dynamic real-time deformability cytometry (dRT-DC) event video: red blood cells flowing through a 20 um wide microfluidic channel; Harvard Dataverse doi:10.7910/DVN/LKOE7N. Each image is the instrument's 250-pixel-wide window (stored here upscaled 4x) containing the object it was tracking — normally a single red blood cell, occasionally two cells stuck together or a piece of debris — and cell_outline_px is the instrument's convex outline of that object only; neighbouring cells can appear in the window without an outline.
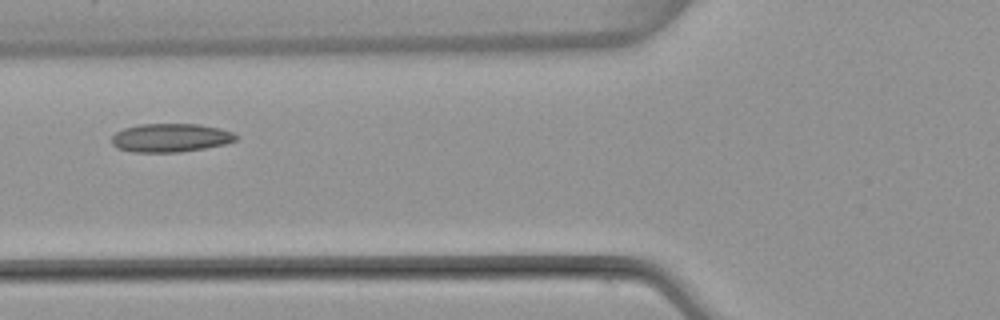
{"species": "common noctule bat (a hibernating species)", "species_latin": "Nyctalus noctula", "temperature_condition": "warm", "stored_images_in_passage": 6, "camera_frame_rate_fps": 3000, "um_per_image_px": 0.085, "animal": {"sex": "female", "body_mass_g": 22.7, "forearm_length_mm": 54.2}, "frame": {"image": 1, "passage_image": 5, "time_ms": 5.0, "image_size_px": [1000, 320], "cell_outline_px": [[240, 136], [236, 140], [224, 144], [204, 148], [180, 152], [132, 152], [116, 148], [112, 144], [112, 136], [116, 132], [124, 128], [140, 124], [200, 124], [220, 128], [232, 132]], "centroid_in_image_um": [14.5, 11.71], "position_along_channel_um": 111.3, "area_um2": 20.75}}
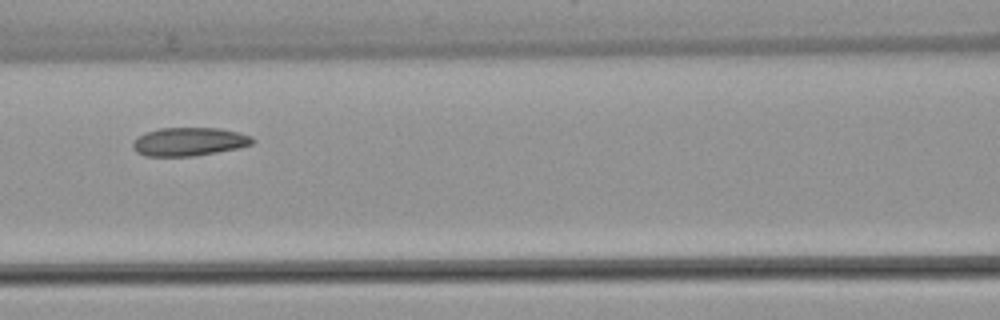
{"frame": {"image": 2, "passage_image": 6, "time_ms": 6.0, "image_size_px": [1000, 320], "cell_outline_px": [[256, 140], [252, 144], [240, 148], [192, 156], [144, 156], [136, 152], [132, 148], [132, 144], [140, 136], [148, 132], [160, 128], [220, 128], [252, 136]], "centroid_in_image_um": [16.1, 12.05], "position_along_channel_um": 150.5, "area_um2": 19.71}}